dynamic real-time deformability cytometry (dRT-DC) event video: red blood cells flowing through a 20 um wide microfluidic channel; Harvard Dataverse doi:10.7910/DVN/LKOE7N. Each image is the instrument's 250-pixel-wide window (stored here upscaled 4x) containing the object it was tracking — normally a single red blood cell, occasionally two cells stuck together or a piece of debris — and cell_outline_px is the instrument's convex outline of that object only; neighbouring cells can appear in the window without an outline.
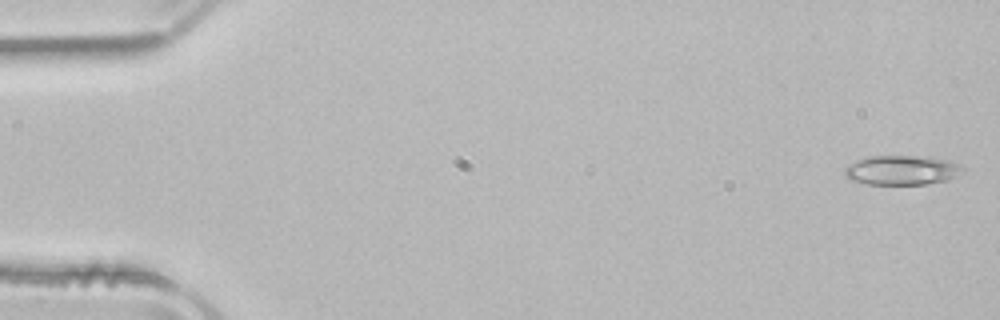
{"species": "common noctule bat (a hibernating species)", "species_latin": "Nyctalus noctula", "temperature_condition": "room temperature", "stored_images_in_passage": 51, "camera_frame_rate_fps": 3000, "um_per_image_px": 0.085, "animal": {"sex": "male", "body_mass_g": 21.5, "forearm_length_mm": 52.0}, "frame": {"image": 1, "passage_image": 1, "time_ms": 0.0, "image_size_px": [1000, 320], "cell_outline_px": [[964, 172], [948, 180], [924, 184], [868, 184], [848, 180], [844, 176], [844, 168], [848, 164], [856, 160], [872, 156], [920, 156], [948, 160], [964, 168]], "centroid_in_image_um": [76.61, 14.47], "position_along_channel_um": 8.4, "area_um2": 20.35}}
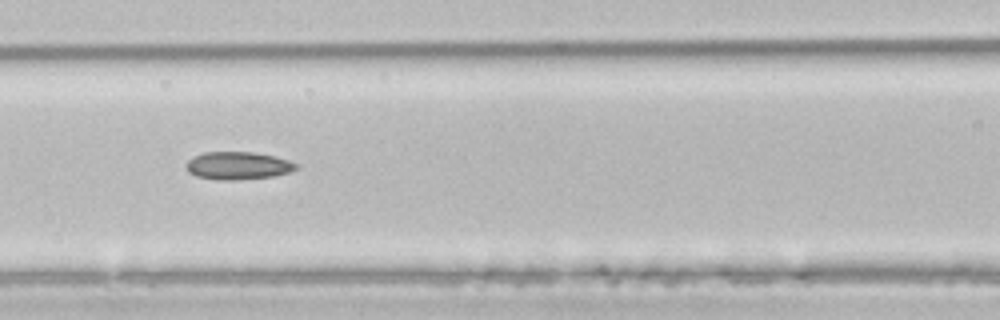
{"frame": {"image": 2, "passage_image": 22, "time_ms": 7.0, "image_size_px": [1000, 320], "cell_outline_px": [[296, 168], [288, 172], [272, 176], [232, 180], [220, 180], [196, 176], [188, 172], [188, 160], [192, 156], [204, 152], [252, 152], [276, 156], [288, 160], [296, 164]], "centroid_in_image_um": [20.2, 14.07], "position_along_channel_um": 146.4, "area_um2": 17.51}}
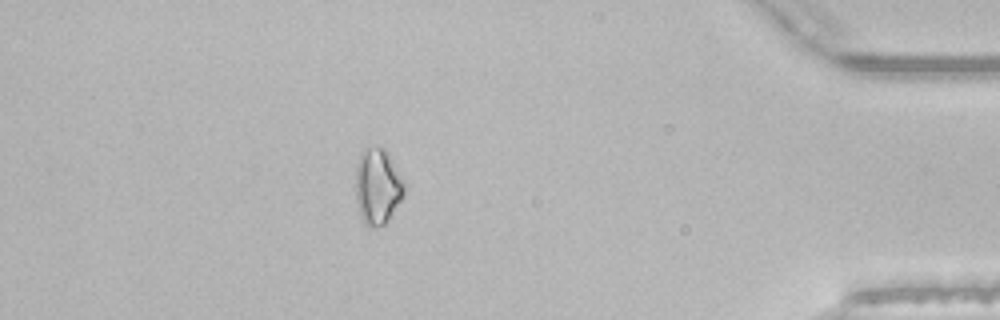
{"frame": {"image": 3, "passage_image": 45, "time_ms": 14.667, "image_size_px": [1000, 320], "cell_outline_px": [[404, 196], [388, 220], [380, 228], [368, 228], [364, 224], [356, 200], [356, 164], [360, 152], [364, 148], [380, 144], [388, 152], [404, 180]], "centroid_in_image_um": [32.09, 15.82], "position_along_channel_um": 403.1, "area_um2": 22.02}, "authors_computed_cell_mechanics": {"area_um2": 18.785, "velocity_mm_per_s": 3.9433, "shape_relaxation_time_tau1_ms": null, "shape_relaxation_time_tau2_ms": 6.8508, "deformation_change_tau1": null, "deformation_change_tau2": 0.1376}}